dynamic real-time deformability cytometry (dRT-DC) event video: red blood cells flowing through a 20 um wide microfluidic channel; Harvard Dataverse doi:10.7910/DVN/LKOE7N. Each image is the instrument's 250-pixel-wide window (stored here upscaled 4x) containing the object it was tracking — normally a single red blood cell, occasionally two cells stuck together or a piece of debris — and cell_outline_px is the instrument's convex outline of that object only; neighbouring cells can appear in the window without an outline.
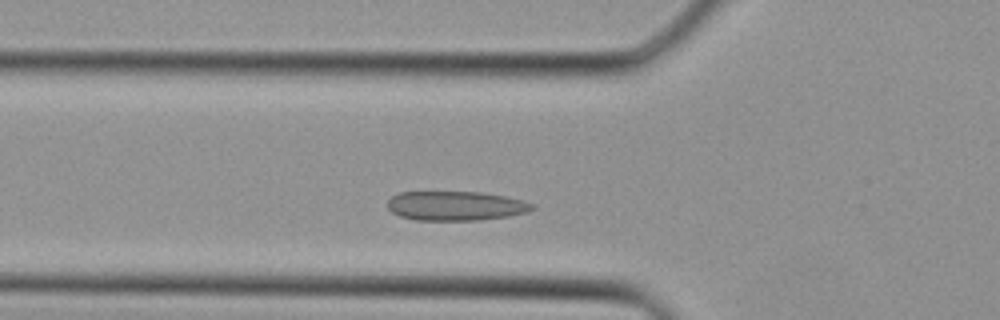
{"species": "Egyptian fruit bat (a non-hibernating species)", "species_latin": "Rousettus aegyptiacus", "temperature_condition": "cold", "stored_images_in_passage": 30, "camera_frame_rate_fps": 3000, "um_per_image_px": 0.085, "animal": {"sex": "female"}, "frame": {"image": 1, "passage_image": 4, "time_ms": 1.0, "image_size_px": [1000, 320], "cell_outline_px": [[536, 208], [528, 212], [508, 216], [480, 220], [416, 220], [400, 216], [392, 212], [388, 208], [388, 200], [392, 196], [400, 192], [480, 192], [504, 196], [524, 200], [532, 204]], "centroid_in_image_um": [38.74, 17.5], "position_along_channel_um": 87.1, "area_um2": 24.74}}
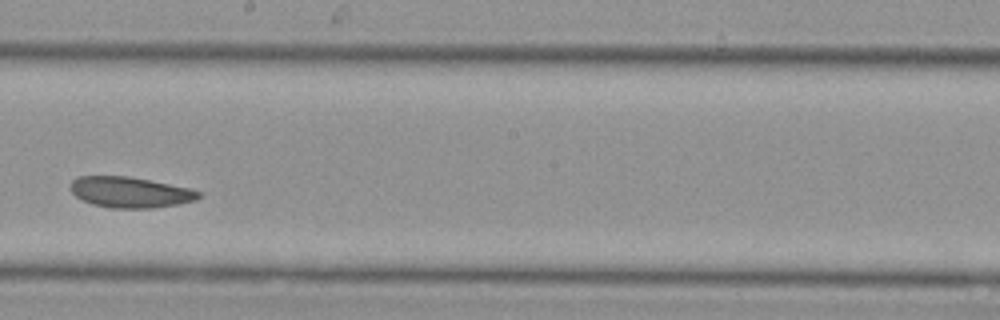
{"frame": {"image": 2, "passage_image": 13, "time_ms": 4.0, "image_size_px": [1000, 320], "cell_outline_px": [[200, 196], [196, 200], [180, 204], [152, 208], [108, 208], [92, 204], [76, 196], [72, 192], [72, 180], [80, 176], [128, 176], [188, 188], [200, 192]], "centroid_in_image_um": [11.07, 16.35], "position_along_channel_um": 237.1, "area_um2": 22.72}}
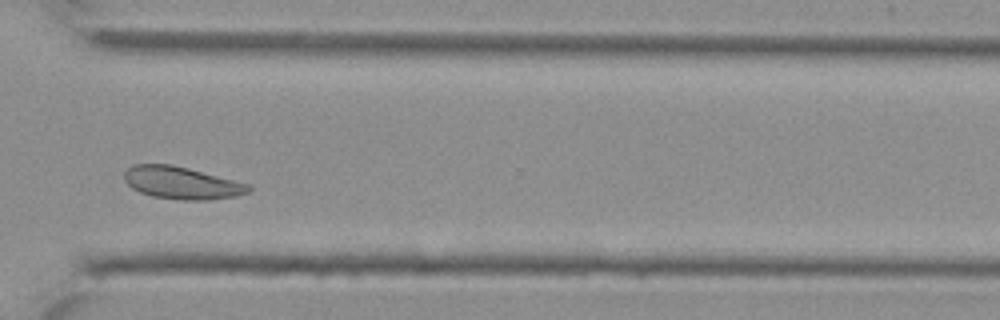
{"frame": {"image": 3, "passage_image": 20, "time_ms": 6.333, "image_size_px": [1000, 320], "cell_outline_px": [[252, 188], [248, 192], [236, 196], [208, 200], [180, 200], [152, 196], [140, 192], [132, 188], [124, 180], [124, 172], [132, 164], [172, 164], [236, 180], [248, 184]], "centroid_in_image_um": [15.43, 15.54], "position_along_channel_um": 355.2, "area_um2": 23.52}}